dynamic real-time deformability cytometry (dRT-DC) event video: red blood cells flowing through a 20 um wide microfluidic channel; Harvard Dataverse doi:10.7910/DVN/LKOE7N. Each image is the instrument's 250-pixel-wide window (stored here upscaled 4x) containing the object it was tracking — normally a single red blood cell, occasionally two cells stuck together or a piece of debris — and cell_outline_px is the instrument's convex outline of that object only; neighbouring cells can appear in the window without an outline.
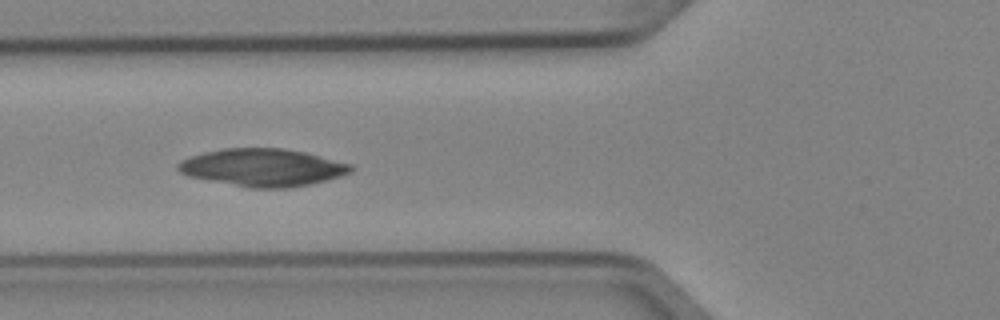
{"species": "Egyptian fruit bat (a non-hibernating species)", "species_latin": "Rousettus aegyptiacus", "temperature_condition": "cold", "stored_images_in_passage": 7, "camera_frame_rate_fps": 3000, "um_per_image_px": 0.085, "animal": {"sex": "female"}, "frame": {"image": 1, "passage_image": 5, "time_ms": 1.333, "image_size_px": [1000, 320], "cell_outline_px": [[356, 168], [352, 172], [340, 176], [312, 184], [288, 188], [252, 188], [188, 176], [180, 172], [176, 168], [176, 164], [180, 160], [204, 152], [224, 148], [280, 148], [304, 152], [352, 164]], "centroid_in_image_um": [22.34, 14.24], "position_along_channel_um": 103.5, "area_um2": 37.8}}
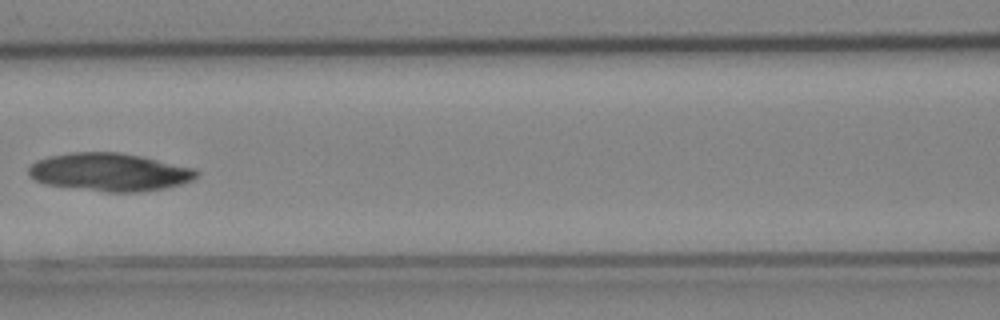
{"frame": {"image": 2, "passage_image": 6, "time_ms": 1.667, "image_size_px": [1000, 320], "cell_outline_px": [[200, 172], [192, 180], [180, 184], [164, 188], [140, 192], [104, 192], [48, 184], [36, 180], [28, 176], [28, 168], [36, 160], [48, 156], [68, 152], [120, 152], [140, 156], [196, 168]], "centroid_in_image_um": [9.31, 14.62], "position_along_channel_um": 157.3, "area_um2": 37.22}}